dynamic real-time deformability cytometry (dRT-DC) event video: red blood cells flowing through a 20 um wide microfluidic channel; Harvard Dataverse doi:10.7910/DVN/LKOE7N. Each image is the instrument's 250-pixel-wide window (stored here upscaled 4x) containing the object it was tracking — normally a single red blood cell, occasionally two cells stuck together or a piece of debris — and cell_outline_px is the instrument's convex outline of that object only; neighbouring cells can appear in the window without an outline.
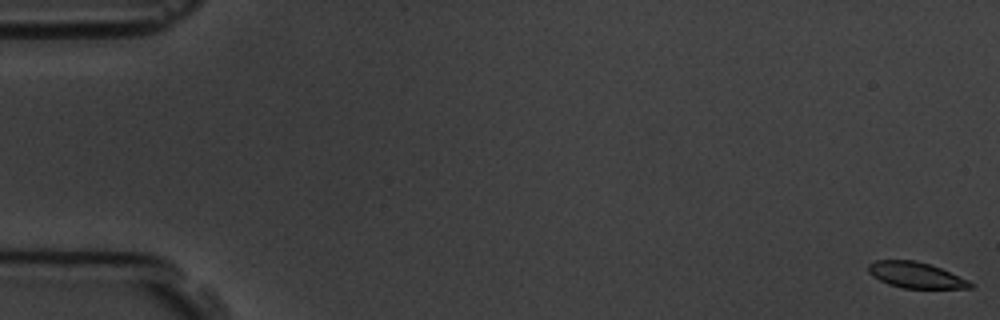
{"species": "common noctule bat (a hibernating species)", "species_latin": "Nyctalus noctula", "temperature_condition": "room temperature", "stored_images_in_passage": 16, "camera_frame_rate_fps": 3000, "um_per_image_px": 0.085, "animal": {"sex": "male", "body_mass_g": 19.5, "forearm_length_mm": 54.6}, "frame": {"image": 1, "passage_image": 1, "time_ms": 0.0, "image_size_px": [1000, 320], "cell_outline_px": [[976, 284], [972, 288], [904, 288], [888, 284], [872, 276], [868, 272], [868, 264], [876, 260], [916, 260], [940, 268], [968, 280]], "centroid_in_image_um": [77.84, 23.38], "position_along_channel_um": 7.2, "area_um2": 15.32}}
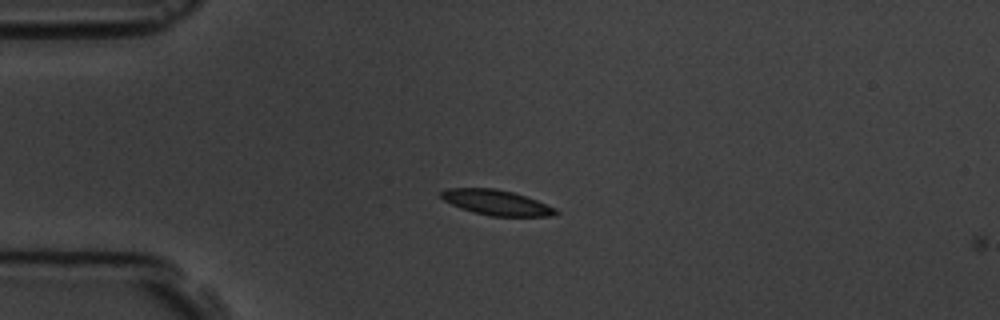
{"frame": {"image": 2, "passage_image": 15, "time_ms": 4.667, "image_size_px": [1000, 320], "cell_outline_px": [[560, 212], [552, 216], [492, 216], [472, 212], [460, 208], [444, 200], [440, 196], [440, 192], [448, 188], [496, 188], [512, 192], [536, 200], [556, 208]], "centroid_in_image_um": [42.19, 17.22], "position_along_channel_um": 42.8, "area_um2": 16.76}}